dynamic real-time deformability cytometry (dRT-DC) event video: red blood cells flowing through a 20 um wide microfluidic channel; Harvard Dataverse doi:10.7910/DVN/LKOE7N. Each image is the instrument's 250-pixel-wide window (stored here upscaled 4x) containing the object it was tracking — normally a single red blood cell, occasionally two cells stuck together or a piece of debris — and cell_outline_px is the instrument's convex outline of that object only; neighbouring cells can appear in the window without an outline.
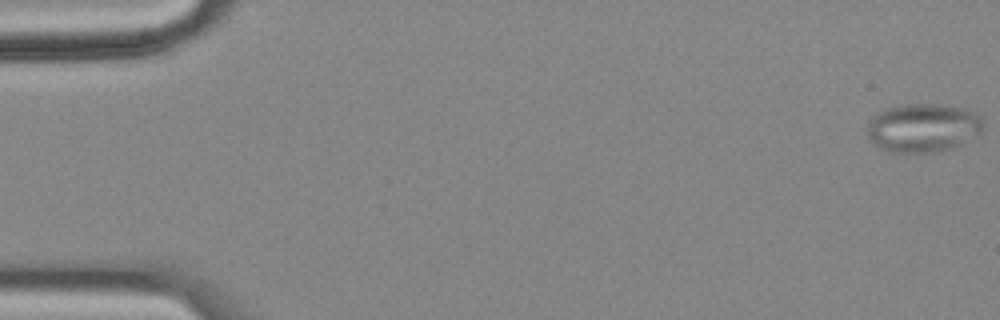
{"species": "common noctule bat (a hibernating species)", "species_latin": "Nyctalus noctula", "temperature_condition": "cold", "stored_images_in_passage": 58, "camera_frame_rate_fps": 3000, "um_per_image_px": 0.085, "animal": {"sex": "female", "body_mass_g": 18.4}, "frame": {"image": 1, "passage_image": 1, "time_ms": 0.0, "image_size_px": [1000, 320], "cell_outline_px": [[984, 124], [980, 132], [952, 148], [940, 152], [892, 152], [880, 148], [868, 140], [868, 120], [872, 116], [888, 108], [908, 104], [936, 104], [960, 108], [980, 116], [984, 120]], "centroid_in_image_um": [78.42, 10.87], "position_along_channel_um": 6.6, "area_um2": 32.54}}
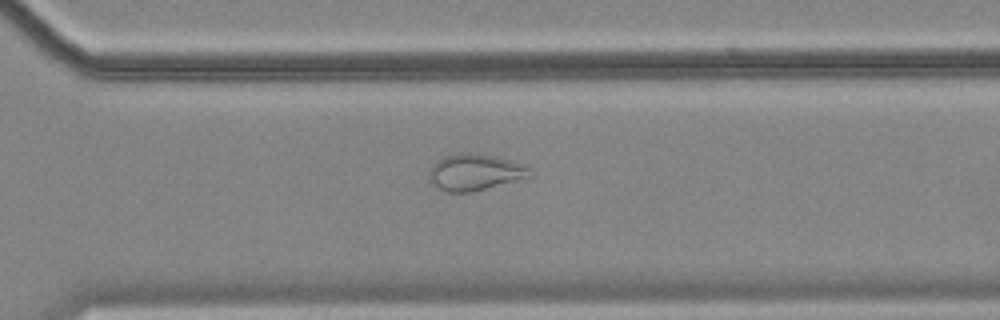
{"frame": {"image": 2, "passage_image": 41, "time_ms": 13.333, "image_size_px": [1000, 320], "cell_outline_px": [[532, 176], [524, 180], [472, 192], [444, 192], [432, 184], [428, 180], [428, 172], [432, 164], [440, 156], [456, 152], [468, 152], [496, 156], [528, 164]], "centroid_in_image_um": [40.38, 14.63], "position_along_channel_um": 330.2, "area_um2": 22.43}}
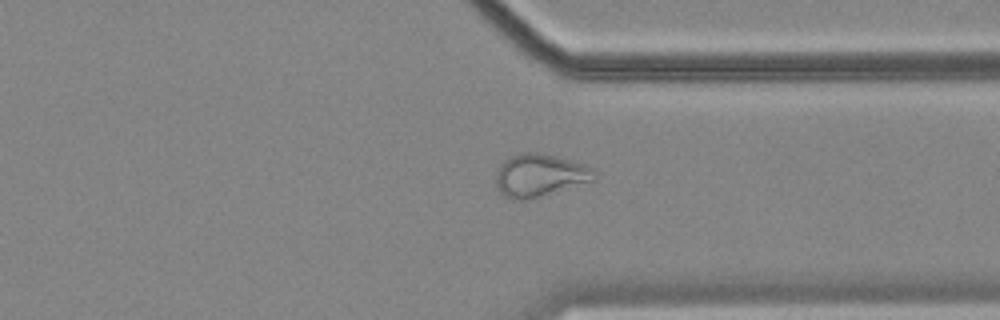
{"frame": {"image": 3, "passage_image": 44, "time_ms": 14.333, "image_size_px": [1000, 320], "cell_outline_px": [[596, 180], [540, 196], [524, 200], [520, 200], [504, 196], [496, 188], [496, 172], [500, 164], [504, 160], [512, 156], [524, 152], [536, 152], [556, 156], [584, 164], [596, 168]], "centroid_in_image_um": [45.9, 14.89], "position_along_channel_um": 365.5, "area_um2": 24.51}, "authors_computed_cell_mechanics": {"area_um2": 26.4435, "velocity_mm_per_s": 3.4973, "shape_relaxation_time_tau1_ms": null, "shape_relaxation_time_tau2_ms": 2.1891, "deformation_change_tau1": null, "deformation_change_tau2": 0.0818}}